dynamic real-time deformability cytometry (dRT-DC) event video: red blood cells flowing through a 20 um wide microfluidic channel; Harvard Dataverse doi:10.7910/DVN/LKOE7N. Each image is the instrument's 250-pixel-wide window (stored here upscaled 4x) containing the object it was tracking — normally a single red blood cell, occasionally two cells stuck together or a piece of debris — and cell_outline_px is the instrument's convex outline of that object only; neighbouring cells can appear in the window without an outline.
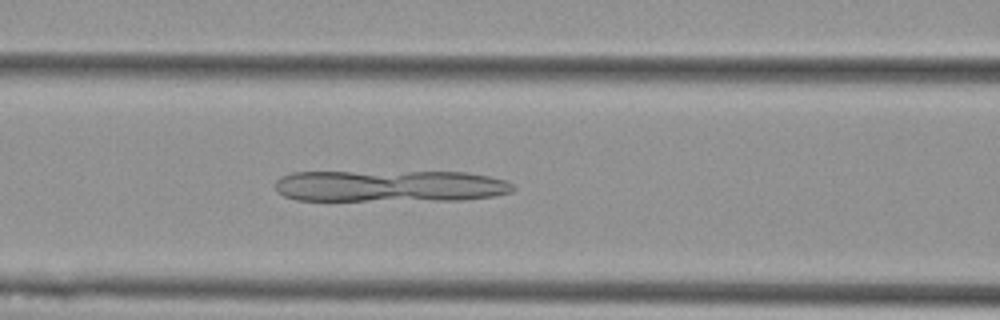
{"species": "Egyptian fruit bat (a non-hibernating species)", "species_latin": "Rousettus aegyptiacus", "temperature_condition": "cold", "stored_images_in_passage": 52, "camera_frame_rate_fps": 3000, "um_per_image_px": 0.085, "animal": {"sex": "female"}, "frame": {"image": 1, "passage_image": 20, "time_ms": 6.333, "image_size_px": [1000, 320], "cell_outline_px": [[516, 188], [512, 192], [496, 196], [464, 200], [296, 200], [284, 196], [276, 192], [276, 180], [280, 176], [292, 172], [468, 172], [488, 176], [504, 180], [512, 184]], "centroid_in_image_um": [33.16, 15.81], "position_along_channel_um": 133.4, "area_um2": 44.27}}
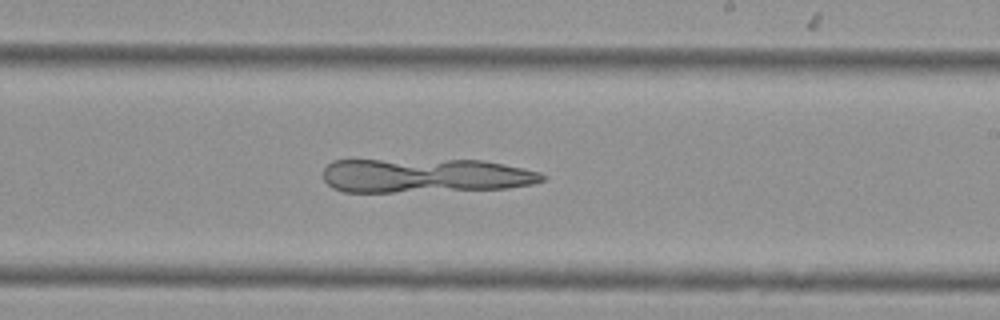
{"frame": {"image": 2, "passage_image": 30, "time_ms": 9.667, "image_size_px": [1000, 320], "cell_outline_px": [[544, 180], [532, 184], [508, 188], [392, 192], [344, 192], [332, 188], [324, 180], [324, 168], [332, 160], [484, 160], [504, 164], [540, 172], [544, 176]], "centroid_in_image_um": [36.11, 14.92], "position_along_channel_um": 252.9, "area_um2": 43.64}}
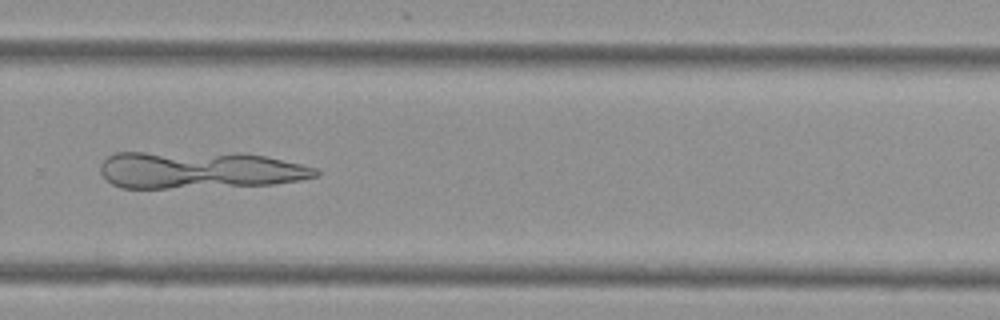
{"frame": {"image": 3, "passage_image": 35, "time_ms": 11.333, "image_size_px": [1000, 320], "cell_outline_px": [[320, 172], [316, 176], [300, 180], [272, 184], [168, 188], [120, 188], [112, 184], [100, 172], [100, 164], [108, 156], [116, 152], [244, 152], [264, 156], [300, 164], [316, 168]], "centroid_in_image_um": [16.92, 14.43], "position_along_channel_um": 312.9, "area_um2": 46.88}}